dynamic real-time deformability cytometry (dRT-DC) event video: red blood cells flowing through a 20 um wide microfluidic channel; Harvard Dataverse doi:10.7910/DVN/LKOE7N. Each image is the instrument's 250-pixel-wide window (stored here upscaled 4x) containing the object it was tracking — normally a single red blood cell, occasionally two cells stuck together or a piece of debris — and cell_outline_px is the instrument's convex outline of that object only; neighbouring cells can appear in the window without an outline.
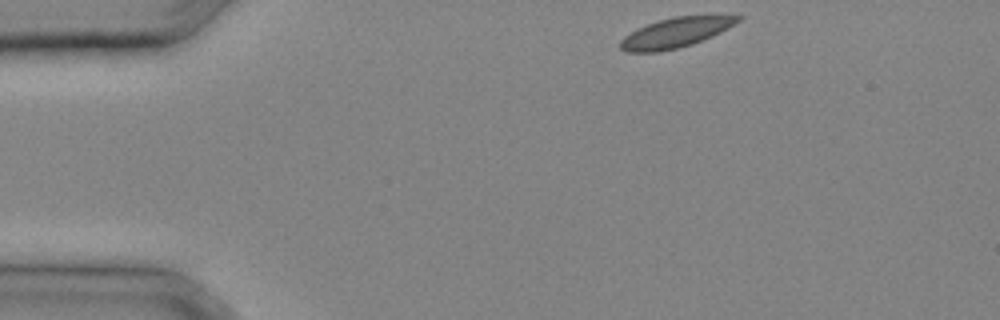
{"species": "common noctule bat (a hibernating species)", "species_latin": "Nyctalus noctula", "temperature_condition": "cold", "stored_images_in_passage": 23, "camera_frame_rate_fps": 3000, "um_per_image_px": 0.085, "animal": {"sex": "male", "body_mass_g": 20.4}, "frame": {"image": 1, "passage_image": 1, "time_ms": 0.0, "image_size_px": [1000, 320], "cell_outline_px": [[744, 16], [740, 20], [728, 28], [712, 36], [692, 44], [660, 52], [628, 52], [620, 48], [620, 40], [624, 36], [636, 28], [660, 20], [676, 16]], "centroid_in_image_um": [57.38, 2.79], "position_along_channel_um": 27.6, "area_um2": 20.11}}
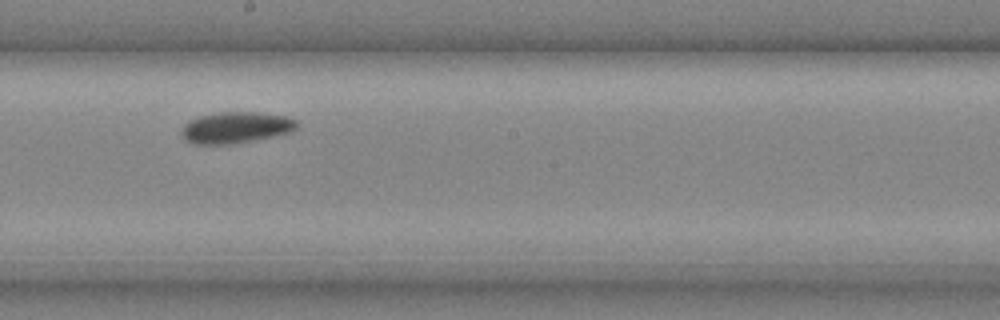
{"frame": {"image": 2, "passage_image": 14, "time_ms": 4.333, "image_size_px": [1000, 320], "cell_outline_px": [[296, 128], [288, 132], [272, 136], [252, 140], [228, 144], [196, 144], [188, 140], [184, 136], [184, 124], [200, 116], [220, 112], [256, 112], [288, 116], [296, 120]], "centroid_in_image_um": [20.09, 10.82], "position_along_channel_um": 228.1, "area_um2": 20.4}}
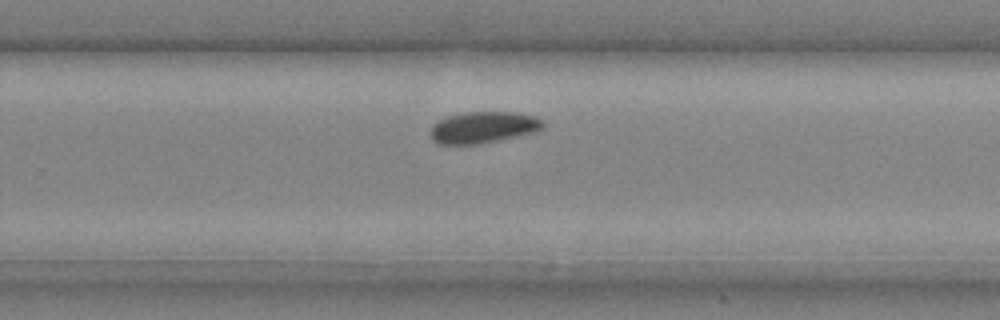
{"frame": {"image": 3, "passage_image": 17, "time_ms": 5.333, "image_size_px": [1000, 320], "cell_outline_px": [[544, 128], [532, 132], [496, 140], [476, 144], [440, 144], [432, 136], [432, 124], [448, 116], [464, 112], [516, 112], [536, 116], [544, 120]], "centroid_in_image_um": [41.12, 10.8], "position_along_channel_um": 288.7, "area_um2": 20.29}}